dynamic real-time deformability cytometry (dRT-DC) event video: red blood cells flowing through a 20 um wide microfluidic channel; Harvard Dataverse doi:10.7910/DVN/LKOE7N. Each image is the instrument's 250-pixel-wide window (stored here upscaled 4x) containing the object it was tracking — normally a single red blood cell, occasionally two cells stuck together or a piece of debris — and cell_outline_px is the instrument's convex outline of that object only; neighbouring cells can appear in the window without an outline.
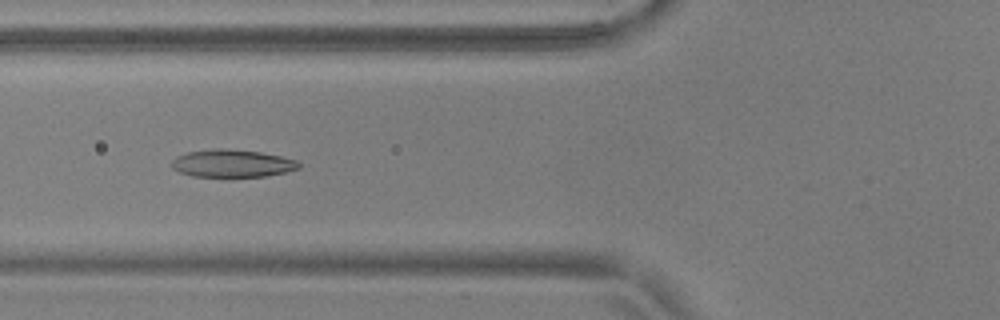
{"species": "common noctule bat (a hibernating species)", "species_latin": "Nyctalus noctula", "temperature_condition": "warm", "stored_images_in_passage": 55, "camera_frame_rate_fps": 3000, "um_per_image_px": 0.085, "animal": {"sex": "male", "body_mass_g": 17.9, "forearm_length_mm": 54.2}, "frame": {"image": 1, "passage_image": 22, "time_ms": 7.0, "image_size_px": [1000, 320], "cell_outline_px": [[300, 168], [284, 172], [264, 176], [192, 176], [180, 172], [172, 168], [172, 160], [176, 156], [188, 152], [212, 148], [220, 148], [260, 152], [280, 156], [296, 160], [300, 164]], "centroid_in_image_um": [19.71, 13.88], "position_along_channel_um": 106.1, "area_um2": 20.23}}
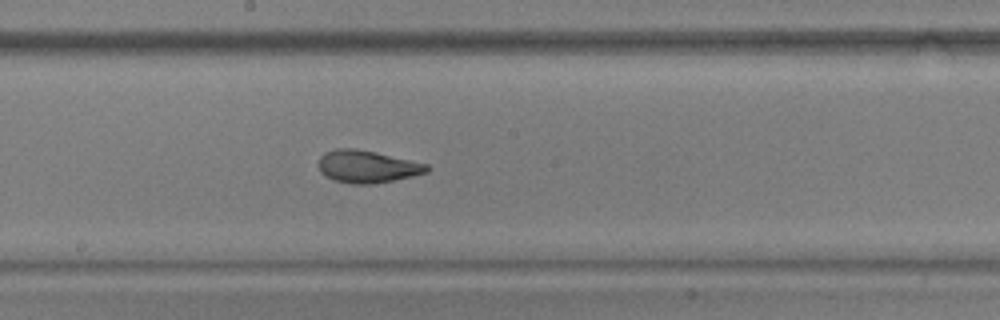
{"frame": {"image": 2, "passage_image": 31, "time_ms": 10.0, "image_size_px": [1000, 320], "cell_outline_px": [[432, 168], [428, 172], [412, 176], [372, 184], [352, 184], [332, 180], [324, 176], [320, 172], [316, 164], [320, 156], [324, 152], [336, 148], [356, 148], [376, 152], [428, 164]], "centroid_in_image_um": [31.16, 14.15], "position_along_channel_um": 217.0, "area_um2": 20.81}}
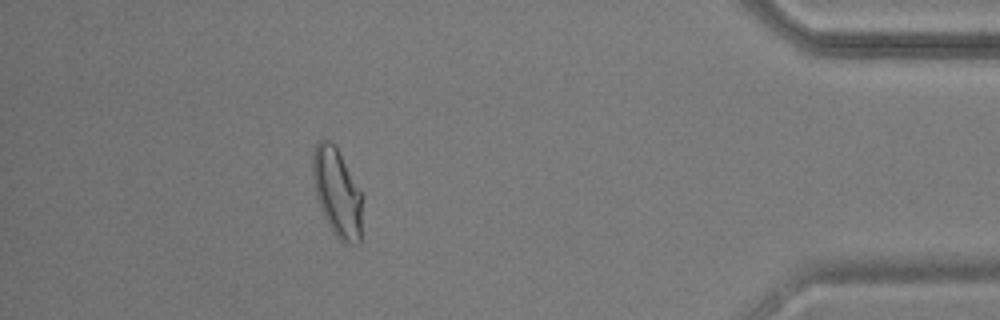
{"frame": {"image": 3, "passage_image": 50, "time_ms": 16.333, "image_size_px": [1000, 320], "cell_outline_px": [[364, 196], [360, 244], [344, 244], [332, 232], [320, 208], [316, 196], [312, 176], [312, 152], [316, 144], [320, 140], [332, 140], [336, 144]], "centroid_in_image_um": [28.68, 16.36], "position_along_channel_um": 406.5, "area_um2": 26.47}, "authors_computed_cell_mechanics": {"area_um2": 21.2126, "velocity_mm_per_s": 3.6815, "shape_relaxation_time_tau1_ms": 4.1682, "shape_relaxation_time_tau2_ms": 1.4433, "deformation_change_tau1": 0.1619, "deformation_change_tau2": 0.0656}}